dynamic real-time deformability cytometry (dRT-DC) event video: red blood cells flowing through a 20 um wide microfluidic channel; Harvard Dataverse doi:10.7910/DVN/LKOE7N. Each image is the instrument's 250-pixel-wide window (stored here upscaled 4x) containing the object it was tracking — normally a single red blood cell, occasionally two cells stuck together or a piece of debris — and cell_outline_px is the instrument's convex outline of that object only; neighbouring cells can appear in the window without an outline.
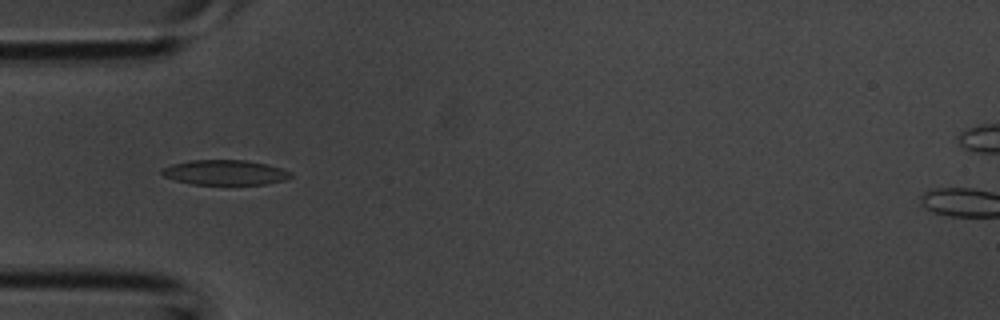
{"species": "common noctule bat (a hibernating species)", "species_latin": "Nyctalus noctula", "temperature_condition": "room temperature", "stored_images_in_passage": 41, "camera_frame_rate_fps": 3000, "um_per_image_px": 0.085, "animal": {"sex": "male", "body_mass_g": 20.1, "forearm_length_mm": 53.5}, "frame": {"image": 1, "passage_image": 12, "time_ms": 3.667, "image_size_px": [1000, 320], "cell_outline_px": [[292, 176], [284, 180], [268, 184], [192, 184], [176, 180], [164, 176], [160, 172], [160, 168], [172, 164], [192, 160], [244, 160], [268, 164], [292, 172]], "centroid_in_image_um": [19.12, 14.65], "position_along_channel_um": 65.9, "area_um2": 18.73}}
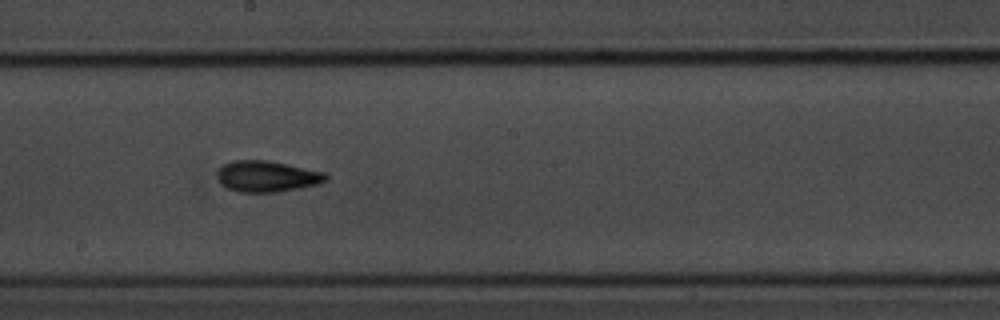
{"frame": {"image": 2, "passage_image": 22, "time_ms": 7.0, "image_size_px": [1000, 320], "cell_outline_px": [[328, 180], [320, 184], [300, 188], [276, 192], [240, 192], [228, 188], [220, 184], [216, 176], [216, 172], [224, 164], [236, 160], [268, 160], [324, 172], [328, 176]], "centroid_in_image_um": [22.69, 14.99], "position_along_channel_um": 225.5, "area_um2": 19.77}}
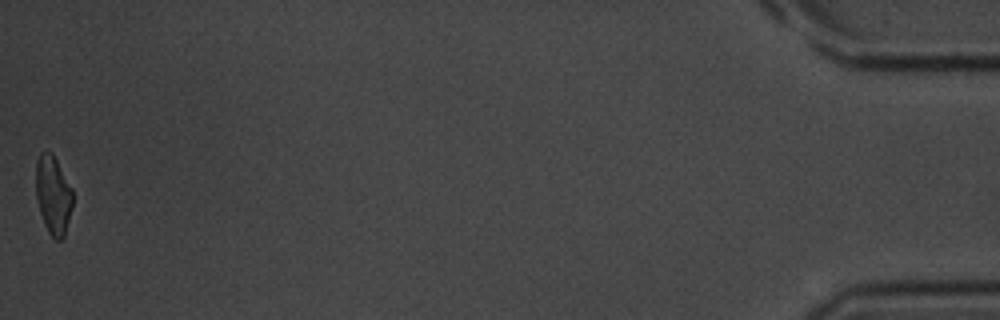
{"frame": {"image": 3, "passage_image": 41, "time_ms": 13.333, "image_size_px": [1000, 320], "cell_outline_px": [[72, 208], [64, 236], [60, 240], [56, 240], [48, 232], [44, 224], [36, 200], [36, 160], [40, 152], [52, 152], [72, 188]], "centroid_in_image_um": [4.51, 16.57], "position_along_channel_um": 430.7, "area_um2": 16.88}}